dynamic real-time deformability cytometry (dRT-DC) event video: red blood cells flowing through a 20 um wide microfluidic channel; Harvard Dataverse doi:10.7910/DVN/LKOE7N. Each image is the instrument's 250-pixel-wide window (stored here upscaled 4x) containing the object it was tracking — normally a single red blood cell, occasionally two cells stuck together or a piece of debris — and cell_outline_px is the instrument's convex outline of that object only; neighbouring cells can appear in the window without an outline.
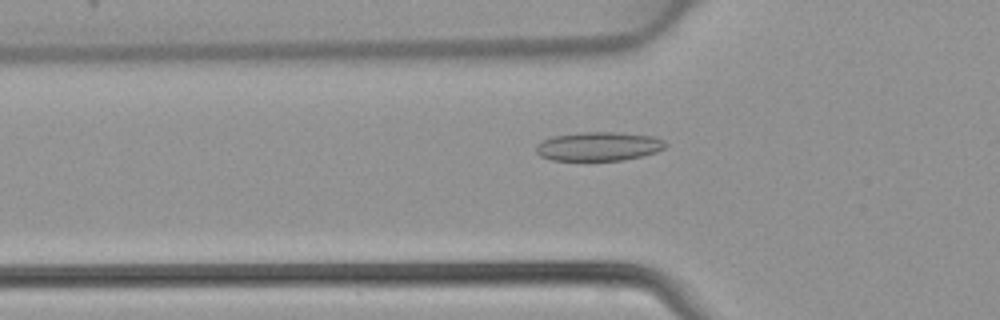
{"species": "common noctule bat (a hibernating species)", "species_latin": "Nyctalus noctula", "temperature_condition": "warm", "stored_images_in_passage": 47, "camera_frame_rate_fps": 3000, "um_per_image_px": 0.085, "animal": {"sex": "female", "body_mass_g": 22.7, "forearm_length_mm": 54.2}, "frame": {"image": 1, "passage_image": 16, "time_ms": 5.0, "image_size_px": [1000, 320], "cell_outline_px": [[668, 144], [664, 148], [656, 152], [624, 160], [552, 160], [540, 156], [536, 152], [536, 144], [540, 140], [552, 136], [580, 132], [620, 132], [656, 136], [664, 140]], "centroid_in_image_um": [50.88, 12.42], "position_along_channel_um": 74.9, "area_um2": 22.08}}
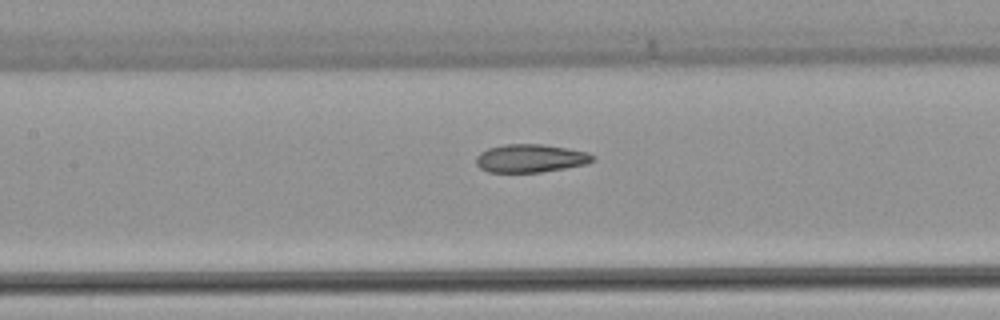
{"frame": {"image": 2, "passage_image": 22, "time_ms": 7.0, "image_size_px": [1000, 320], "cell_outline_px": [[596, 160], [588, 164], [540, 172], [488, 172], [480, 168], [476, 164], [476, 156], [480, 152], [488, 148], [504, 144], [540, 144], [568, 148], [588, 152], [596, 156]], "centroid_in_image_um": [45.12, 13.45], "position_along_channel_um": 162.3, "area_um2": 19.31}}
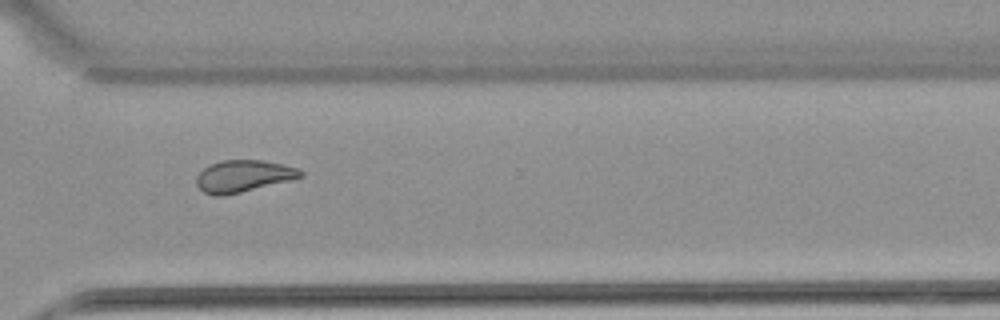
{"frame": {"image": 3, "passage_image": 35, "time_ms": 11.333, "image_size_px": [1000, 320], "cell_outline_px": [[304, 176], [292, 180], [224, 196], [212, 196], [204, 192], [196, 184], [196, 176], [204, 168], [212, 164], [224, 160], [260, 160], [284, 164], [296, 168], [304, 172]], "centroid_in_image_um": [20.7, 14.98], "position_along_channel_um": 349.9, "area_um2": 19.36}}